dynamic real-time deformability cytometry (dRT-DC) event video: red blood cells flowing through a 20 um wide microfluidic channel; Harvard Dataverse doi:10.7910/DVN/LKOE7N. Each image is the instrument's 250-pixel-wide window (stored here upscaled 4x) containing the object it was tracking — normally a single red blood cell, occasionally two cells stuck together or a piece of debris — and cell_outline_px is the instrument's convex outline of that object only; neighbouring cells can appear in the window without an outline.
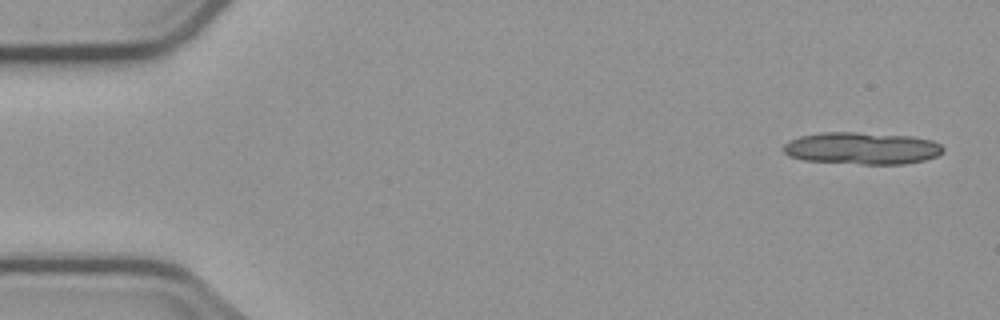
{"species": "common noctule bat (a hibernating species)", "species_latin": "Nyctalus noctula", "temperature_condition": "cold", "stored_images_in_passage": 5, "camera_frame_rate_fps": 3000, "um_per_image_px": 0.085, "animal": {"sex": "male", "body_mass_g": 23.1, "forearm_length_mm": 52.7}, "frame": {"image": 1, "passage_image": 1, "time_ms": 0.0, "image_size_px": [1000, 320], "cell_outline_px": [[944, 152], [936, 156], [924, 160], [904, 164], [860, 164], [804, 160], [788, 156], [784, 152], [784, 144], [788, 140], [800, 136], [820, 132], [856, 132], [912, 136], [932, 140], [940, 144], [944, 148]], "centroid_in_image_um": [73.26, 12.6], "position_along_channel_um": 11.7, "area_um2": 30.06}}